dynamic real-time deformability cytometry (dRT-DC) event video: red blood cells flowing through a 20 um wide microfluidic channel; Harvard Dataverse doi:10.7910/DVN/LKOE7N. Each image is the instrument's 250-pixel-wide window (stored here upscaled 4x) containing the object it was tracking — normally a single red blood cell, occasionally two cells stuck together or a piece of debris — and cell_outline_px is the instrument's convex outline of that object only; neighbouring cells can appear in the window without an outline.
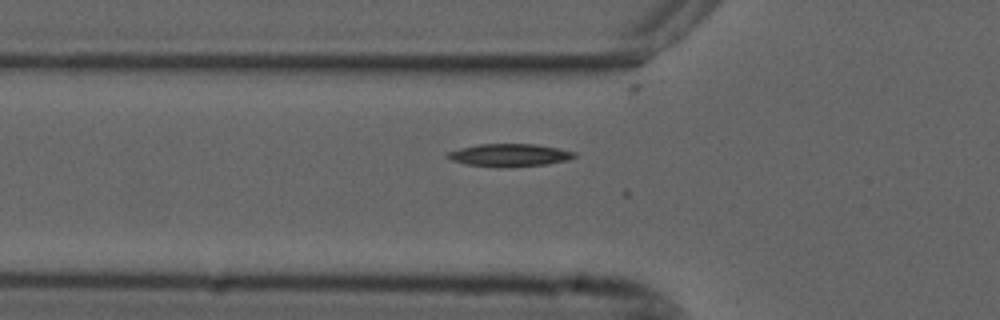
{"species": "common noctule bat (a hibernating species)", "species_latin": "Nyctalus noctula", "temperature_condition": "cold", "stored_images_in_passage": 34, "camera_frame_rate_fps": 3000, "um_per_image_px": 0.085, "animal": {"sex": "male", "forearm_length_mm": 52.5}, "frame": {"image": 1, "passage_image": 8, "time_ms": 2.333, "image_size_px": [1000, 320], "cell_outline_px": [[576, 156], [568, 160], [548, 164], [496, 168], [468, 164], [452, 160], [444, 156], [448, 152], [460, 148], [480, 144], [532, 144], [556, 148], [576, 152]], "centroid_in_image_um": [43.29, 13.19], "position_along_channel_um": 82.5, "area_um2": 16.7}}
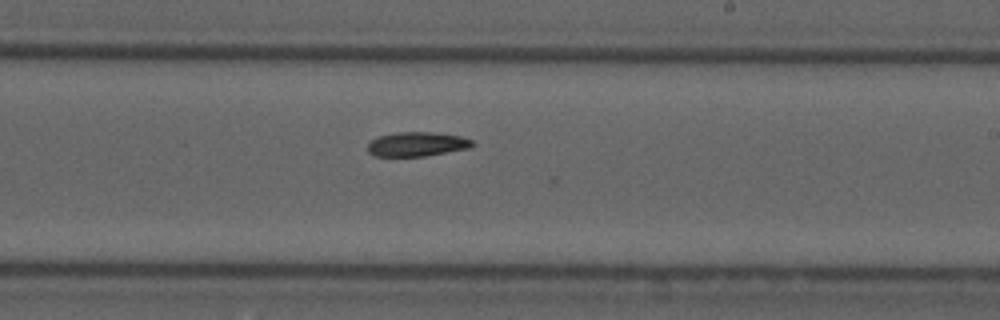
{"frame": {"image": 2, "passage_image": 22, "time_ms": 7.0, "image_size_px": [1000, 320], "cell_outline_px": [[476, 144], [472, 148], [424, 156], [376, 156], [368, 152], [368, 144], [372, 140], [380, 136], [396, 132], [432, 132], [460, 136], [472, 140]], "centroid_in_image_um": [35.49, 12.25], "position_along_channel_um": 253.5, "area_um2": 14.85}}
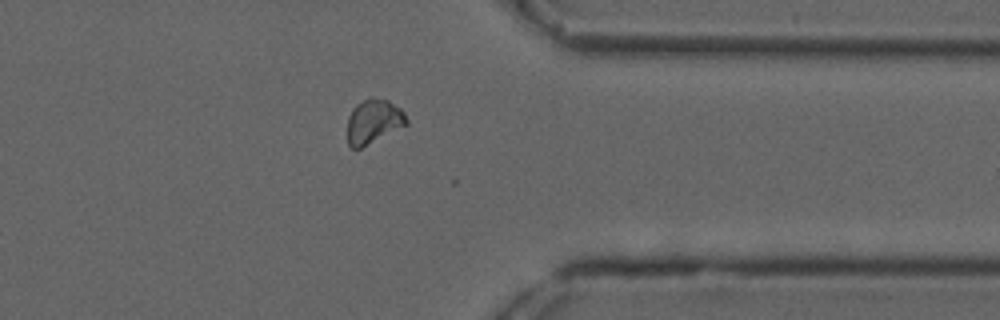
{"frame": {"image": 3, "passage_image": 33, "time_ms": 10.667, "image_size_px": [1000, 320], "cell_outline_px": [[408, 124], [360, 148], [352, 148], [348, 144], [348, 116], [352, 108], [356, 104], [372, 96], [388, 100], [400, 108], [404, 112], [408, 120]], "centroid_in_image_um": [31.75, 10.29], "position_along_channel_um": 379.6, "area_um2": 15.2}, "authors_computed_cell_mechanics": {"area_um2": 15.1436, "velocity_mm_per_s": 3.6755, "shape_relaxation_time_tau1_ms": null, "shape_relaxation_time_tau2_ms": 5.7707, "deformation_change_tau1": null, "deformation_change_tau2": 0.1062}}